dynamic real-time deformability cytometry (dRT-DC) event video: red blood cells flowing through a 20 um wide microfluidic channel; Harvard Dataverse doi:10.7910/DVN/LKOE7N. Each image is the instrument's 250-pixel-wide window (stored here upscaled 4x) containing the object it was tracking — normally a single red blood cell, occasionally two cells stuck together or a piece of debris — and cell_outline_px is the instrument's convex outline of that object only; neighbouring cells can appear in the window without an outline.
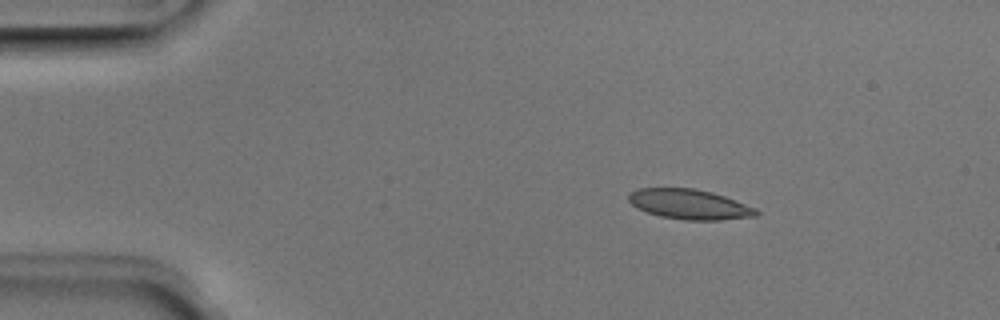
{"species": "Egyptian fruit bat (a non-hibernating species)", "species_latin": "Rousettus aegyptiacus", "temperature_condition": "room temperature", "stored_images_in_passage": 3, "camera_frame_rate_fps": 3000, "um_per_image_px": 0.085, "animal": {"sex": "male"}, "frame": {"image": 1, "passage_image": 1, "time_ms": 0.0, "image_size_px": [1000, 320], "cell_outline_px": [[760, 212], [756, 216], [720, 220], [684, 220], [660, 216], [636, 208], [628, 200], [628, 196], [632, 192], [640, 188], [696, 188], [712, 192], [724, 196], [756, 208]], "centroid_in_image_um": [58.61, 17.37], "position_along_channel_um": 26.4, "area_um2": 22.25}}
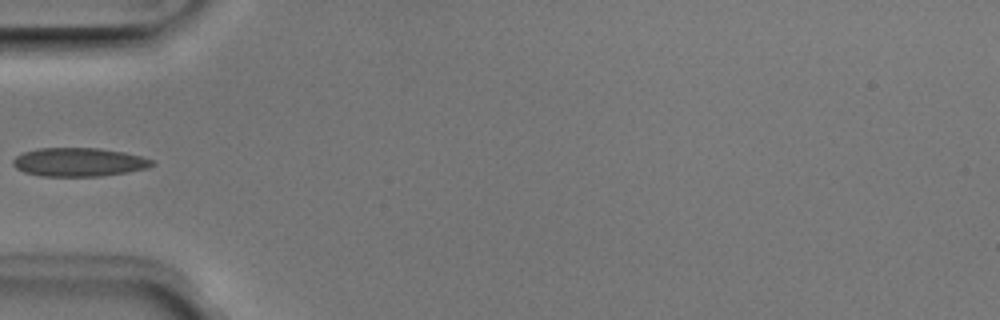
{"frame": {"image": 2, "passage_image": 3, "time_ms": 0.667, "image_size_px": [1000, 320], "cell_outline_px": [[156, 164], [148, 168], [100, 176], [40, 176], [24, 172], [16, 168], [12, 164], [12, 160], [16, 156], [24, 152], [36, 148], [100, 148], [124, 152], [156, 160]], "centroid_in_image_um": [6.71, 13.77], "position_along_channel_um": 78.3, "area_um2": 23.29}}